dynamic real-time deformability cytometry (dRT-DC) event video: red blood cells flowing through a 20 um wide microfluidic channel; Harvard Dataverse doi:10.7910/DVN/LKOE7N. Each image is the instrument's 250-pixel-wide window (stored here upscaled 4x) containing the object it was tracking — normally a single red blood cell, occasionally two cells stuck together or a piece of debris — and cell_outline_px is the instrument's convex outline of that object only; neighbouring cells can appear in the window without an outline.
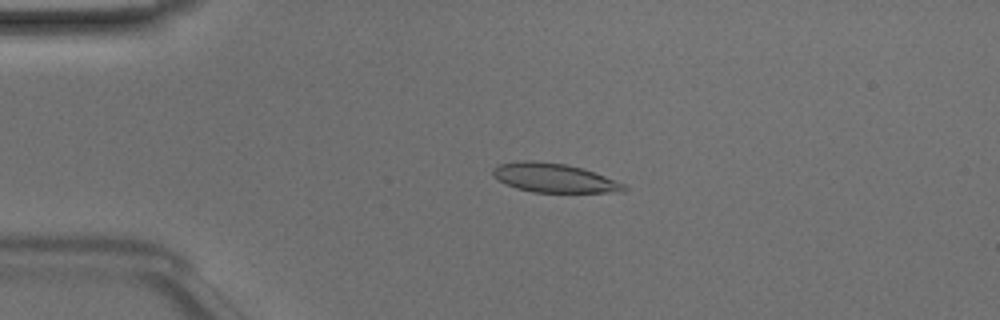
{"species": "Egyptian fruit bat (a non-hibernating species)", "species_latin": "Rousettus aegyptiacus", "temperature_condition": "room temperature", "stored_images_in_passage": 48, "camera_frame_rate_fps": 3000, "um_per_image_px": 0.085, "animal": {"sex": "male"}, "frame": {"image": 1, "passage_image": 10, "time_ms": 3.0, "image_size_px": [1000, 320], "cell_outline_px": [[628, 188], [624, 192], [532, 192], [516, 188], [504, 184], [492, 176], [492, 168], [500, 164], [524, 160], [536, 160], [564, 164], [580, 168], [604, 176], [624, 184]], "centroid_in_image_um": [47.04, 15.12], "position_along_channel_um": 38.0, "area_um2": 22.08}}
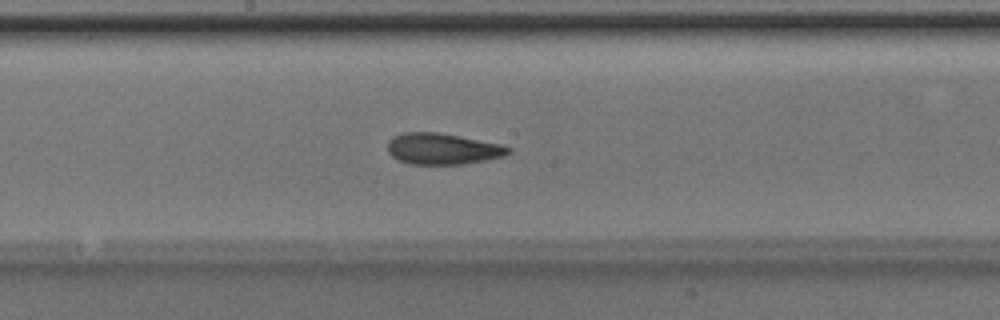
{"frame": {"image": 2, "passage_image": 25, "time_ms": 8.0, "image_size_px": [1000, 320], "cell_outline_px": [[512, 152], [504, 156], [464, 164], [408, 164], [396, 160], [388, 152], [388, 140], [392, 136], [404, 132], [440, 132], [500, 144], [512, 148]], "centroid_in_image_um": [37.59, 12.65], "position_along_channel_um": 210.6, "area_um2": 22.14}}
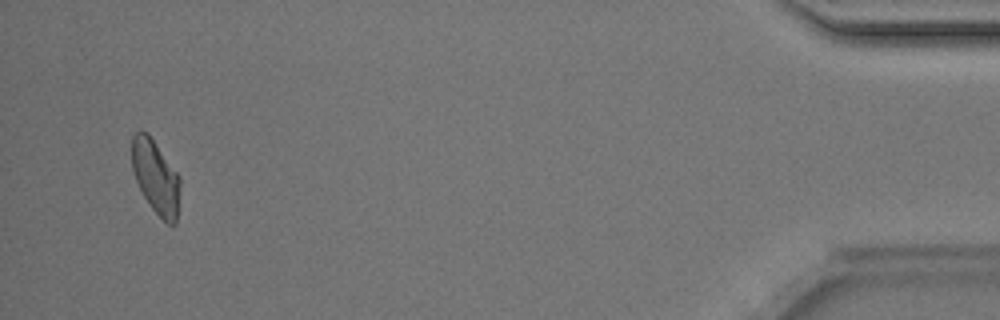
{"frame": {"image": 3, "passage_image": 46, "time_ms": 15.0, "image_size_px": [1000, 320], "cell_outline_px": [[180, 184], [176, 224], [168, 224], [152, 208], [144, 196], [136, 180], [132, 168], [132, 136], [140, 128], [148, 132], [180, 176]], "centroid_in_image_um": [13.23, 14.99], "position_along_channel_um": 422.0, "area_um2": 20.63}, "authors_computed_cell_mechanics": {"area_um2": 21.9062, "velocity_mm_per_s": 4.1424, "shape_relaxation_time_tau1_ms": 2.5941, "shape_relaxation_time_tau2_ms": 2.1097, "deformation_change_tau1": 0.1399, "deformation_change_tau2": 0.1009}}